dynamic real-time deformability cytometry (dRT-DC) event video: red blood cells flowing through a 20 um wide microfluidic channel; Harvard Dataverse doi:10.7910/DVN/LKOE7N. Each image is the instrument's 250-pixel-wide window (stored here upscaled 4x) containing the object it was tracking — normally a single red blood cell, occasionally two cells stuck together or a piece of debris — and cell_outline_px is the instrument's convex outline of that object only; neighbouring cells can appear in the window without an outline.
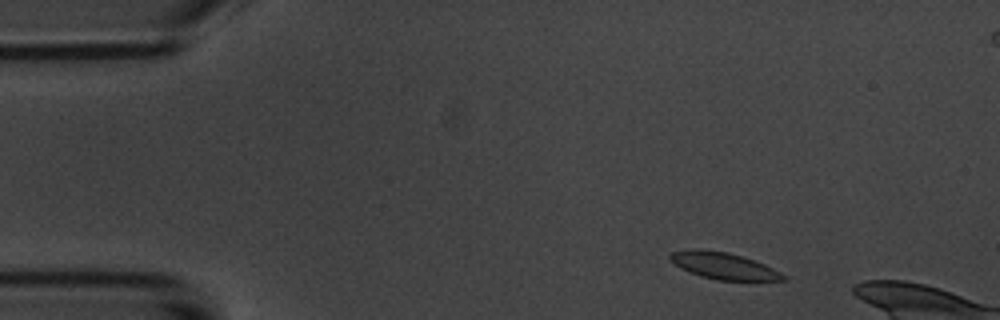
{"species": "common noctule bat (a hibernating species)", "species_latin": "Nyctalus noctula", "temperature_condition": "room temperature", "stored_images_in_passage": 4, "camera_frame_rate_fps": 3000, "um_per_image_px": 0.085, "animal": {"sex": "male", "body_mass_g": 20.1, "forearm_length_mm": 53.5}, "frame": {"image": 1, "passage_image": 1, "time_ms": 0.0, "image_size_px": [1000, 320], "cell_outline_px": [[788, 280], [716, 280], [700, 276], [688, 272], [680, 268], [668, 256], [672, 252], [728, 252], [764, 264], [788, 276]], "centroid_in_image_um": [61.6, 22.66], "position_along_channel_um": 23.4, "area_um2": 16.65}}